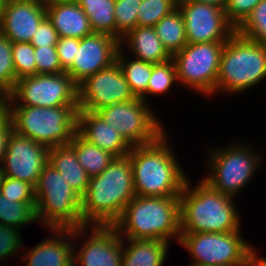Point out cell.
Instances as JSON below:
<instances>
[{
  "label": "cell",
  "instance_id": "obj_1",
  "mask_svg": "<svg viewBox=\"0 0 266 266\" xmlns=\"http://www.w3.org/2000/svg\"><path fill=\"white\" fill-rule=\"evenodd\" d=\"M131 158L115 157L98 176L89 179L81 197L84 226H113L135 197Z\"/></svg>",
  "mask_w": 266,
  "mask_h": 266
},
{
  "label": "cell",
  "instance_id": "obj_2",
  "mask_svg": "<svg viewBox=\"0 0 266 266\" xmlns=\"http://www.w3.org/2000/svg\"><path fill=\"white\" fill-rule=\"evenodd\" d=\"M167 140L165 131L155 141L131 148L128 155L131 158L135 195L180 196L188 175Z\"/></svg>",
  "mask_w": 266,
  "mask_h": 266
},
{
  "label": "cell",
  "instance_id": "obj_3",
  "mask_svg": "<svg viewBox=\"0 0 266 266\" xmlns=\"http://www.w3.org/2000/svg\"><path fill=\"white\" fill-rule=\"evenodd\" d=\"M191 183L188 177L179 196L181 233H228L242 229L236 199L214 190L202 179L193 187Z\"/></svg>",
  "mask_w": 266,
  "mask_h": 266
},
{
  "label": "cell",
  "instance_id": "obj_4",
  "mask_svg": "<svg viewBox=\"0 0 266 266\" xmlns=\"http://www.w3.org/2000/svg\"><path fill=\"white\" fill-rule=\"evenodd\" d=\"M121 238L180 240L179 197L135 196L113 225Z\"/></svg>",
  "mask_w": 266,
  "mask_h": 266
},
{
  "label": "cell",
  "instance_id": "obj_5",
  "mask_svg": "<svg viewBox=\"0 0 266 266\" xmlns=\"http://www.w3.org/2000/svg\"><path fill=\"white\" fill-rule=\"evenodd\" d=\"M263 80H266V45L235 32L222 49L216 92L238 95Z\"/></svg>",
  "mask_w": 266,
  "mask_h": 266
},
{
  "label": "cell",
  "instance_id": "obj_6",
  "mask_svg": "<svg viewBox=\"0 0 266 266\" xmlns=\"http://www.w3.org/2000/svg\"><path fill=\"white\" fill-rule=\"evenodd\" d=\"M13 130L53 148L69 144L78 129V105L58 107L7 106Z\"/></svg>",
  "mask_w": 266,
  "mask_h": 266
},
{
  "label": "cell",
  "instance_id": "obj_7",
  "mask_svg": "<svg viewBox=\"0 0 266 266\" xmlns=\"http://www.w3.org/2000/svg\"><path fill=\"white\" fill-rule=\"evenodd\" d=\"M36 218L49 229L83 227L81 197L47 164L35 185Z\"/></svg>",
  "mask_w": 266,
  "mask_h": 266
},
{
  "label": "cell",
  "instance_id": "obj_8",
  "mask_svg": "<svg viewBox=\"0 0 266 266\" xmlns=\"http://www.w3.org/2000/svg\"><path fill=\"white\" fill-rule=\"evenodd\" d=\"M232 142L227 147L211 149L206 163L209 172L202 180L214 190L236 199L263 161L249 143Z\"/></svg>",
  "mask_w": 266,
  "mask_h": 266
},
{
  "label": "cell",
  "instance_id": "obj_9",
  "mask_svg": "<svg viewBox=\"0 0 266 266\" xmlns=\"http://www.w3.org/2000/svg\"><path fill=\"white\" fill-rule=\"evenodd\" d=\"M225 43H187L181 51L172 55L177 82L204 96L217 94L216 80Z\"/></svg>",
  "mask_w": 266,
  "mask_h": 266
},
{
  "label": "cell",
  "instance_id": "obj_10",
  "mask_svg": "<svg viewBox=\"0 0 266 266\" xmlns=\"http://www.w3.org/2000/svg\"><path fill=\"white\" fill-rule=\"evenodd\" d=\"M241 231L181 233L179 244L193 259L190 266H243L251 244Z\"/></svg>",
  "mask_w": 266,
  "mask_h": 266
},
{
  "label": "cell",
  "instance_id": "obj_11",
  "mask_svg": "<svg viewBox=\"0 0 266 266\" xmlns=\"http://www.w3.org/2000/svg\"><path fill=\"white\" fill-rule=\"evenodd\" d=\"M78 105V85L67 72L36 74L16 81L7 106L58 107Z\"/></svg>",
  "mask_w": 266,
  "mask_h": 266
},
{
  "label": "cell",
  "instance_id": "obj_12",
  "mask_svg": "<svg viewBox=\"0 0 266 266\" xmlns=\"http://www.w3.org/2000/svg\"><path fill=\"white\" fill-rule=\"evenodd\" d=\"M96 113L131 146L145 145L155 141L166 130L148 103L136 97L128 102L106 106Z\"/></svg>",
  "mask_w": 266,
  "mask_h": 266
},
{
  "label": "cell",
  "instance_id": "obj_13",
  "mask_svg": "<svg viewBox=\"0 0 266 266\" xmlns=\"http://www.w3.org/2000/svg\"><path fill=\"white\" fill-rule=\"evenodd\" d=\"M135 98L117 62L78 85L79 111L96 112L106 106Z\"/></svg>",
  "mask_w": 266,
  "mask_h": 266
},
{
  "label": "cell",
  "instance_id": "obj_14",
  "mask_svg": "<svg viewBox=\"0 0 266 266\" xmlns=\"http://www.w3.org/2000/svg\"><path fill=\"white\" fill-rule=\"evenodd\" d=\"M177 7L184 18L187 43L227 41L236 32L219 6L178 0Z\"/></svg>",
  "mask_w": 266,
  "mask_h": 266
},
{
  "label": "cell",
  "instance_id": "obj_15",
  "mask_svg": "<svg viewBox=\"0 0 266 266\" xmlns=\"http://www.w3.org/2000/svg\"><path fill=\"white\" fill-rule=\"evenodd\" d=\"M88 229L89 226L74 228V240L81 238L85 242L81 243L79 251L74 246L73 266H122V238L117 230L113 226H90L91 230Z\"/></svg>",
  "mask_w": 266,
  "mask_h": 266
},
{
  "label": "cell",
  "instance_id": "obj_16",
  "mask_svg": "<svg viewBox=\"0 0 266 266\" xmlns=\"http://www.w3.org/2000/svg\"><path fill=\"white\" fill-rule=\"evenodd\" d=\"M48 153V147L13 130L1 164L2 173L35 187L40 173L48 164Z\"/></svg>",
  "mask_w": 266,
  "mask_h": 266
},
{
  "label": "cell",
  "instance_id": "obj_17",
  "mask_svg": "<svg viewBox=\"0 0 266 266\" xmlns=\"http://www.w3.org/2000/svg\"><path fill=\"white\" fill-rule=\"evenodd\" d=\"M119 48L120 41L104 33L83 37L73 64L66 72L79 85L89 76L115 63Z\"/></svg>",
  "mask_w": 266,
  "mask_h": 266
},
{
  "label": "cell",
  "instance_id": "obj_18",
  "mask_svg": "<svg viewBox=\"0 0 266 266\" xmlns=\"http://www.w3.org/2000/svg\"><path fill=\"white\" fill-rule=\"evenodd\" d=\"M46 7L39 0H6L0 33L14 42H31Z\"/></svg>",
  "mask_w": 266,
  "mask_h": 266
},
{
  "label": "cell",
  "instance_id": "obj_19",
  "mask_svg": "<svg viewBox=\"0 0 266 266\" xmlns=\"http://www.w3.org/2000/svg\"><path fill=\"white\" fill-rule=\"evenodd\" d=\"M49 231L51 234L48 239L41 240L33 248L24 251V254L17 255L21 256L25 266H73L74 228H51Z\"/></svg>",
  "mask_w": 266,
  "mask_h": 266
},
{
  "label": "cell",
  "instance_id": "obj_20",
  "mask_svg": "<svg viewBox=\"0 0 266 266\" xmlns=\"http://www.w3.org/2000/svg\"><path fill=\"white\" fill-rule=\"evenodd\" d=\"M77 133L114 157L129 154L131 146L123 139L116 128L106 123L96 112L78 111Z\"/></svg>",
  "mask_w": 266,
  "mask_h": 266
},
{
  "label": "cell",
  "instance_id": "obj_21",
  "mask_svg": "<svg viewBox=\"0 0 266 266\" xmlns=\"http://www.w3.org/2000/svg\"><path fill=\"white\" fill-rule=\"evenodd\" d=\"M46 16L59 37L81 39L94 33L88 16L75 1L47 6Z\"/></svg>",
  "mask_w": 266,
  "mask_h": 266
},
{
  "label": "cell",
  "instance_id": "obj_22",
  "mask_svg": "<svg viewBox=\"0 0 266 266\" xmlns=\"http://www.w3.org/2000/svg\"><path fill=\"white\" fill-rule=\"evenodd\" d=\"M120 47H127L134 58L152 64L163 63L172 58L154 27L137 26L122 38Z\"/></svg>",
  "mask_w": 266,
  "mask_h": 266
},
{
  "label": "cell",
  "instance_id": "obj_23",
  "mask_svg": "<svg viewBox=\"0 0 266 266\" xmlns=\"http://www.w3.org/2000/svg\"><path fill=\"white\" fill-rule=\"evenodd\" d=\"M48 164L60 172L80 197L85 194L90 177L78 162L76 152L70 144L49 148Z\"/></svg>",
  "mask_w": 266,
  "mask_h": 266
},
{
  "label": "cell",
  "instance_id": "obj_24",
  "mask_svg": "<svg viewBox=\"0 0 266 266\" xmlns=\"http://www.w3.org/2000/svg\"><path fill=\"white\" fill-rule=\"evenodd\" d=\"M125 240L122 238V266L164 265L169 250L166 240L127 239L128 243Z\"/></svg>",
  "mask_w": 266,
  "mask_h": 266
},
{
  "label": "cell",
  "instance_id": "obj_25",
  "mask_svg": "<svg viewBox=\"0 0 266 266\" xmlns=\"http://www.w3.org/2000/svg\"><path fill=\"white\" fill-rule=\"evenodd\" d=\"M116 62L134 96L147 103V86L152 75V63L127 57L126 51L124 52V48L121 47L118 49Z\"/></svg>",
  "mask_w": 266,
  "mask_h": 266
},
{
  "label": "cell",
  "instance_id": "obj_26",
  "mask_svg": "<svg viewBox=\"0 0 266 266\" xmlns=\"http://www.w3.org/2000/svg\"><path fill=\"white\" fill-rule=\"evenodd\" d=\"M154 29L171 56L187 45L184 18L178 7L160 19Z\"/></svg>",
  "mask_w": 266,
  "mask_h": 266
},
{
  "label": "cell",
  "instance_id": "obj_27",
  "mask_svg": "<svg viewBox=\"0 0 266 266\" xmlns=\"http://www.w3.org/2000/svg\"><path fill=\"white\" fill-rule=\"evenodd\" d=\"M89 18L94 33L116 38L115 0H76Z\"/></svg>",
  "mask_w": 266,
  "mask_h": 266
},
{
  "label": "cell",
  "instance_id": "obj_28",
  "mask_svg": "<svg viewBox=\"0 0 266 266\" xmlns=\"http://www.w3.org/2000/svg\"><path fill=\"white\" fill-rule=\"evenodd\" d=\"M69 144L75 150L78 162L90 178L102 173L115 158L107 151L88 143L78 133Z\"/></svg>",
  "mask_w": 266,
  "mask_h": 266
},
{
  "label": "cell",
  "instance_id": "obj_29",
  "mask_svg": "<svg viewBox=\"0 0 266 266\" xmlns=\"http://www.w3.org/2000/svg\"><path fill=\"white\" fill-rule=\"evenodd\" d=\"M36 223V203L16 202L0 193V225L18 228Z\"/></svg>",
  "mask_w": 266,
  "mask_h": 266
},
{
  "label": "cell",
  "instance_id": "obj_30",
  "mask_svg": "<svg viewBox=\"0 0 266 266\" xmlns=\"http://www.w3.org/2000/svg\"><path fill=\"white\" fill-rule=\"evenodd\" d=\"M236 32L257 43L266 45V0H261Z\"/></svg>",
  "mask_w": 266,
  "mask_h": 266
},
{
  "label": "cell",
  "instance_id": "obj_31",
  "mask_svg": "<svg viewBox=\"0 0 266 266\" xmlns=\"http://www.w3.org/2000/svg\"><path fill=\"white\" fill-rule=\"evenodd\" d=\"M177 82L176 69L173 60L152 64V75L147 86V95H161L171 91Z\"/></svg>",
  "mask_w": 266,
  "mask_h": 266
},
{
  "label": "cell",
  "instance_id": "obj_32",
  "mask_svg": "<svg viewBox=\"0 0 266 266\" xmlns=\"http://www.w3.org/2000/svg\"><path fill=\"white\" fill-rule=\"evenodd\" d=\"M178 0H142L137 14V26L154 27L164 16L177 8Z\"/></svg>",
  "mask_w": 266,
  "mask_h": 266
},
{
  "label": "cell",
  "instance_id": "obj_33",
  "mask_svg": "<svg viewBox=\"0 0 266 266\" xmlns=\"http://www.w3.org/2000/svg\"><path fill=\"white\" fill-rule=\"evenodd\" d=\"M142 0H115L116 39L122 38L137 27V14Z\"/></svg>",
  "mask_w": 266,
  "mask_h": 266
},
{
  "label": "cell",
  "instance_id": "obj_34",
  "mask_svg": "<svg viewBox=\"0 0 266 266\" xmlns=\"http://www.w3.org/2000/svg\"><path fill=\"white\" fill-rule=\"evenodd\" d=\"M12 58L16 73V81L26 76L36 75L34 46L31 43H12Z\"/></svg>",
  "mask_w": 266,
  "mask_h": 266
},
{
  "label": "cell",
  "instance_id": "obj_35",
  "mask_svg": "<svg viewBox=\"0 0 266 266\" xmlns=\"http://www.w3.org/2000/svg\"><path fill=\"white\" fill-rule=\"evenodd\" d=\"M16 83L12 42L0 33V89L9 94Z\"/></svg>",
  "mask_w": 266,
  "mask_h": 266
},
{
  "label": "cell",
  "instance_id": "obj_36",
  "mask_svg": "<svg viewBox=\"0 0 266 266\" xmlns=\"http://www.w3.org/2000/svg\"><path fill=\"white\" fill-rule=\"evenodd\" d=\"M0 193L16 202L36 203L34 186L19 179L4 176Z\"/></svg>",
  "mask_w": 266,
  "mask_h": 266
},
{
  "label": "cell",
  "instance_id": "obj_37",
  "mask_svg": "<svg viewBox=\"0 0 266 266\" xmlns=\"http://www.w3.org/2000/svg\"><path fill=\"white\" fill-rule=\"evenodd\" d=\"M36 74H60L65 72L60 64L56 46L34 47Z\"/></svg>",
  "mask_w": 266,
  "mask_h": 266
},
{
  "label": "cell",
  "instance_id": "obj_38",
  "mask_svg": "<svg viewBox=\"0 0 266 266\" xmlns=\"http://www.w3.org/2000/svg\"><path fill=\"white\" fill-rule=\"evenodd\" d=\"M20 231L12 226L0 225V262L5 261L10 256L13 259L24 248L22 241L24 239Z\"/></svg>",
  "mask_w": 266,
  "mask_h": 266
},
{
  "label": "cell",
  "instance_id": "obj_39",
  "mask_svg": "<svg viewBox=\"0 0 266 266\" xmlns=\"http://www.w3.org/2000/svg\"><path fill=\"white\" fill-rule=\"evenodd\" d=\"M260 1L261 0H227L224 9L227 20L237 28Z\"/></svg>",
  "mask_w": 266,
  "mask_h": 266
},
{
  "label": "cell",
  "instance_id": "obj_40",
  "mask_svg": "<svg viewBox=\"0 0 266 266\" xmlns=\"http://www.w3.org/2000/svg\"><path fill=\"white\" fill-rule=\"evenodd\" d=\"M80 46V39L71 37H59L56 50L62 69L66 72L73 64L77 48Z\"/></svg>",
  "mask_w": 266,
  "mask_h": 266
},
{
  "label": "cell",
  "instance_id": "obj_41",
  "mask_svg": "<svg viewBox=\"0 0 266 266\" xmlns=\"http://www.w3.org/2000/svg\"><path fill=\"white\" fill-rule=\"evenodd\" d=\"M58 38L56 29L46 16L39 24L30 43L34 47L56 46Z\"/></svg>",
  "mask_w": 266,
  "mask_h": 266
},
{
  "label": "cell",
  "instance_id": "obj_42",
  "mask_svg": "<svg viewBox=\"0 0 266 266\" xmlns=\"http://www.w3.org/2000/svg\"><path fill=\"white\" fill-rule=\"evenodd\" d=\"M13 131V124L9 111L6 110L0 116V167L7 149L9 136Z\"/></svg>",
  "mask_w": 266,
  "mask_h": 266
},
{
  "label": "cell",
  "instance_id": "obj_43",
  "mask_svg": "<svg viewBox=\"0 0 266 266\" xmlns=\"http://www.w3.org/2000/svg\"><path fill=\"white\" fill-rule=\"evenodd\" d=\"M253 244L250 245L248 250L246 265L247 266H266V258L263 256H258V251Z\"/></svg>",
  "mask_w": 266,
  "mask_h": 266
},
{
  "label": "cell",
  "instance_id": "obj_44",
  "mask_svg": "<svg viewBox=\"0 0 266 266\" xmlns=\"http://www.w3.org/2000/svg\"><path fill=\"white\" fill-rule=\"evenodd\" d=\"M191 1L219 6L222 9H225L227 3V0H191Z\"/></svg>",
  "mask_w": 266,
  "mask_h": 266
},
{
  "label": "cell",
  "instance_id": "obj_45",
  "mask_svg": "<svg viewBox=\"0 0 266 266\" xmlns=\"http://www.w3.org/2000/svg\"><path fill=\"white\" fill-rule=\"evenodd\" d=\"M8 94L0 89V116L7 110Z\"/></svg>",
  "mask_w": 266,
  "mask_h": 266
},
{
  "label": "cell",
  "instance_id": "obj_46",
  "mask_svg": "<svg viewBox=\"0 0 266 266\" xmlns=\"http://www.w3.org/2000/svg\"><path fill=\"white\" fill-rule=\"evenodd\" d=\"M45 7L51 5V4H57V3H66V2H72L76 0H39Z\"/></svg>",
  "mask_w": 266,
  "mask_h": 266
},
{
  "label": "cell",
  "instance_id": "obj_47",
  "mask_svg": "<svg viewBox=\"0 0 266 266\" xmlns=\"http://www.w3.org/2000/svg\"><path fill=\"white\" fill-rule=\"evenodd\" d=\"M6 0H0V30L2 26V15H3V9H4V4Z\"/></svg>",
  "mask_w": 266,
  "mask_h": 266
},
{
  "label": "cell",
  "instance_id": "obj_48",
  "mask_svg": "<svg viewBox=\"0 0 266 266\" xmlns=\"http://www.w3.org/2000/svg\"><path fill=\"white\" fill-rule=\"evenodd\" d=\"M3 178H4V174L2 173V169L0 167V192H1V184H2Z\"/></svg>",
  "mask_w": 266,
  "mask_h": 266
}]
</instances>
